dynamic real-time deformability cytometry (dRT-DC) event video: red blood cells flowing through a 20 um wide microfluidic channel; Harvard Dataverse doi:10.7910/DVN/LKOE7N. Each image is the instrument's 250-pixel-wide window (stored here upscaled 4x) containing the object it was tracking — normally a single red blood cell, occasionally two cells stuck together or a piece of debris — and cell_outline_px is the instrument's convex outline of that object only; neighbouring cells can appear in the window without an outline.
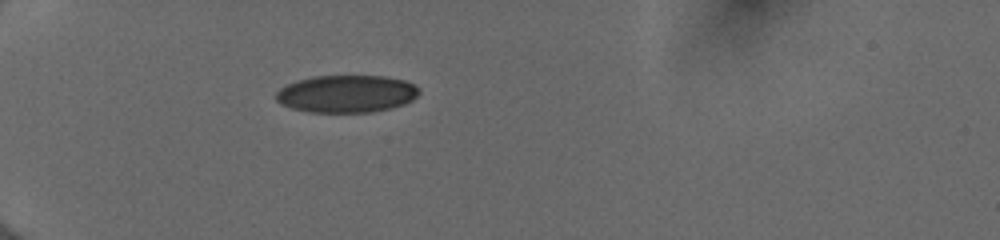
{"species": "human", "species_latin": "Homo sapiens", "temperature_condition": "cold", "stored_images_in_passage": 36, "camera_frame_rate_fps": 3000, "um_per_image_px": 0.085, "donor": {"sex": "female"}, "frame": {"image": 1, "passage_image": 1, "time_ms": 0.0, "image_size_px": [1000, 240], "cell_outline_px": [[420, 92], [412, 100], [404, 104], [392, 108], [372, 112], [308, 112], [292, 108], [280, 104], [276, 100], [276, 92], [280, 88], [296, 80], [312, 76], [384, 76], [404, 80], [420, 88]], "centroid_in_image_um": [29.45, 7.97], "position_along_channel_um": 55.6, "area_um2": 31.33}}
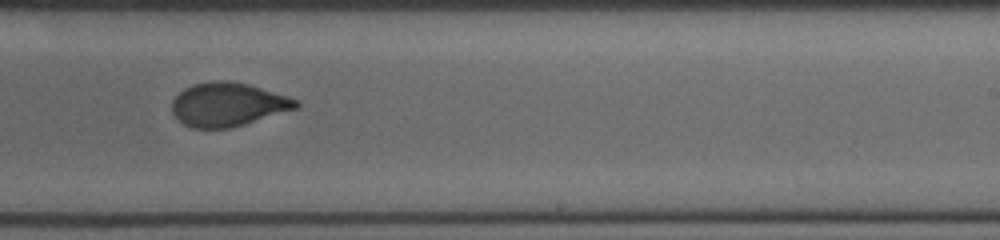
{"frame": {"image": 2, "passage_image": 19, "time_ms": 6.0, "image_size_px": [1000, 240], "cell_outline_px": [[300, 104], [296, 108], [244, 124], [228, 128], [192, 128], [184, 124], [172, 112], [172, 100], [184, 88], [192, 84], [212, 80], [224, 80], [248, 84], [288, 96], [300, 100]], "centroid_in_image_um": [19.36, 8.86], "position_along_channel_um": 269.6, "area_um2": 31.39}}
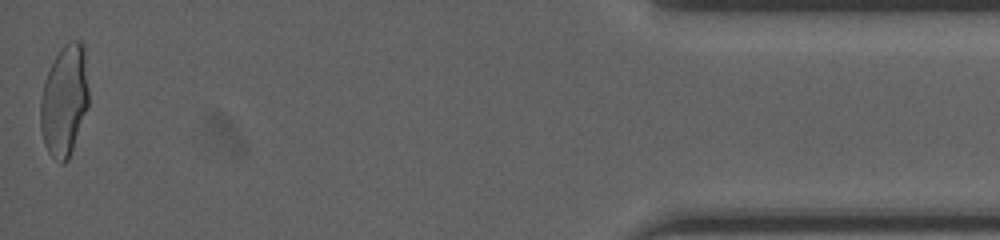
{"frame": {"image": 3, "passage_image": 36, "time_ms": 11.667, "image_size_px": [1000, 240], "cell_outline_px": [[88, 108], [68, 160], [64, 164], [60, 164], [48, 152], [44, 144], [40, 128], [40, 100], [44, 84], [48, 72], [60, 48], [68, 40], [80, 40], [84, 44], [88, 88]], "centroid_in_image_um": [5.48, 8.55], "position_along_channel_um": 429.7, "area_um2": 31.44}, "authors_computed_cell_mechanics": {"area_um2": 31.9923, "velocity_mm_per_s": 4.0074, "shape_relaxation_time_tau1_ms": 3.7958, "shape_relaxation_time_tau2_ms": 0.8464, "deformation_change_tau1": 0.1508, "deformation_change_tau2": 0.0351}}